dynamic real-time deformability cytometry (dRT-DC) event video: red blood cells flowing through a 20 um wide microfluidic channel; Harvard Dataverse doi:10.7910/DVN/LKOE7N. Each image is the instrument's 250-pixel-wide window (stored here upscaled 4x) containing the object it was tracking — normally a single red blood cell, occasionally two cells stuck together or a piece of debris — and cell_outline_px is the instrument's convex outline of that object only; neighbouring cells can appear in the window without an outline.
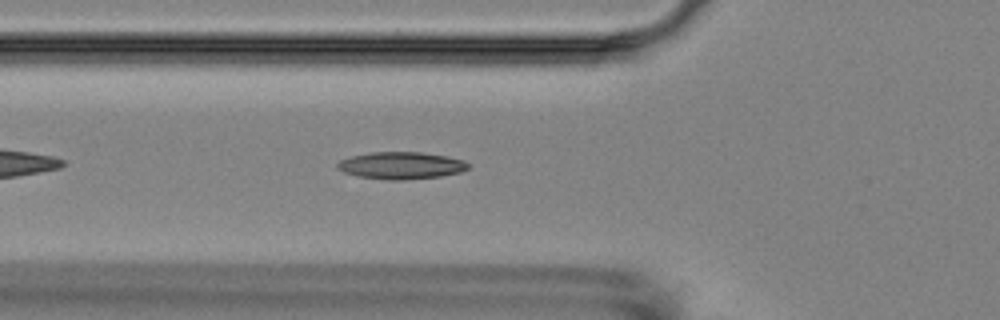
{"species": "Egyptian fruit bat (a non-hibernating species)", "species_latin": "Rousettus aegyptiacus", "temperature_condition": "room temperature", "stored_images_in_passage": 5, "camera_frame_rate_fps": 3000, "um_per_image_px": 0.085, "animal": {"sex": "female"}, "frame": {"image": 1, "passage_image": 5, "time_ms": 4.333, "image_size_px": [1000, 320], "cell_outline_px": [[468, 168], [460, 172], [440, 176], [404, 180], [388, 180], [360, 176], [344, 172], [336, 168], [336, 164], [340, 160], [352, 156], [372, 152], [420, 152], [448, 156], [464, 160], [468, 164]], "centroid_in_image_um": [34.09, 14.06], "position_along_channel_um": 91.7, "area_um2": 20.58}}